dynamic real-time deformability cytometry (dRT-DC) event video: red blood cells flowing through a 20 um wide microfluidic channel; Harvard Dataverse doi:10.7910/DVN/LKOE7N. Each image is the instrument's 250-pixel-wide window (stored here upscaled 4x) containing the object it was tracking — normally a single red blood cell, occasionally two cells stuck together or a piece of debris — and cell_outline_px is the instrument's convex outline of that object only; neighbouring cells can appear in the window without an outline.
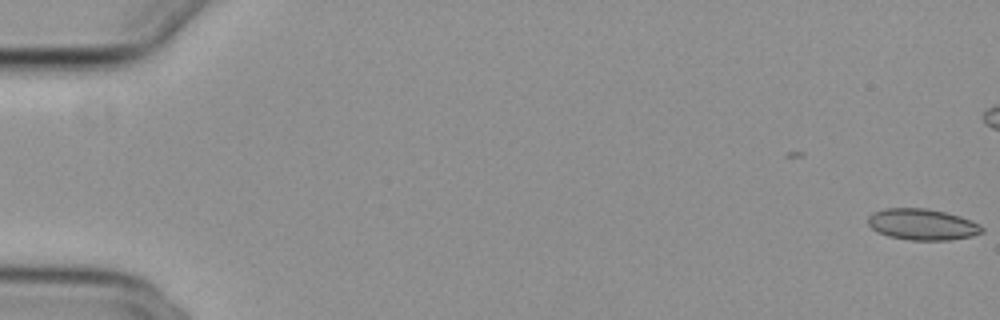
{"species": "common noctule bat (a hibernating species)", "species_latin": "Nyctalus noctula", "temperature_condition": "cold", "stored_images_in_passage": 8, "camera_frame_rate_fps": 3000, "um_per_image_px": 0.085, "animal": {"sex": "female", "body_mass_g": 29.2, "forearm_length_mm": 56.3}, "frame": {"image": 1, "passage_image": 1, "time_ms": 0.0, "image_size_px": [1000, 320], "cell_outline_px": [[984, 232], [972, 236], [948, 240], [912, 240], [888, 236], [872, 228], [868, 224], [868, 216], [872, 212], [884, 208], [924, 208], [944, 212], [960, 216], [980, 224], [984, 228]], "centroid_in_image_um": [78.4, 19.07], "position_along_channel_um": 6.6, "area_um2": 20.69}}